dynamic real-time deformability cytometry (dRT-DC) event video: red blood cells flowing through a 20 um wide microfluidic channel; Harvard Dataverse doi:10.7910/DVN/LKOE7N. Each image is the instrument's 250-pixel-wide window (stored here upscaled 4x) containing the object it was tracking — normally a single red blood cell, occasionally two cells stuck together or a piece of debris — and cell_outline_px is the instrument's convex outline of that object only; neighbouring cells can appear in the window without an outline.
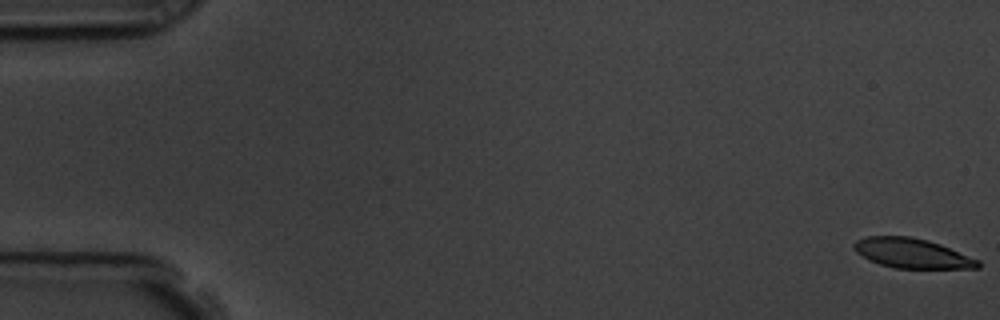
{"species": "common noctule bat (a hibernating species)", "species_latin": "Nyctalus noctula", "temperature_condition": "room temperature", "stored_images_in_passage": 57, "camera_frame_rate_fps": 3000, "um_per_image_px": 0.085, "animal": {"sex": "male", "body_mass_g": 19.5, "forearm_length_mm": 54.6}, "frame": {"image": 1, "passage_image": 1, "time_ms": 0.0, "image_size_px": [1000, 320], "cell_outline_px": [[980, 268], [896, 268], [880, 264], [868, 260], [856, 252], [852, 248], [852, 244], [856, 240], [868, 236], [908, 236], [928, 240], [940, 244], [980, 260]], "centroid_in_image_um": [77.5, 21.52], "position_along_channel_um": 7.5, "area_um2": 21.5}}
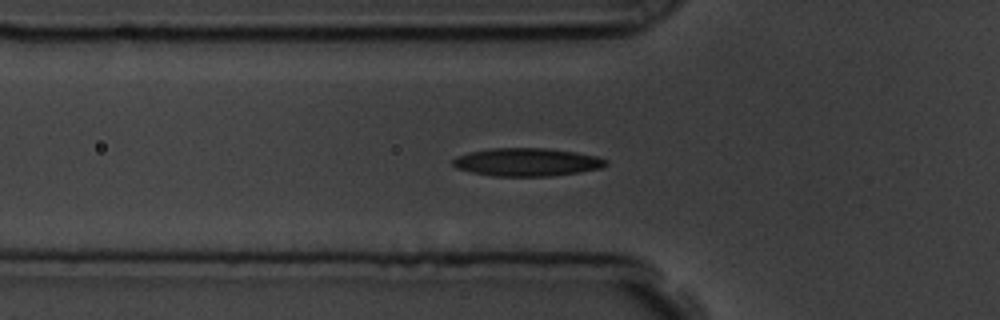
{"frame": {"image": 2, "passage_image": 20, "time_ms": 6.333, "image_size_px": [1000, 320], "cell_outline_px": [[608, 164], [600, 168], [580, 172], [552, 176], [496, 176], [472, 172], [456, 168], [452, 164], [452, 160], [456, 156], [468, 152], [492, 148], [548, 148], [576, 152], [596, 156], [608, 160]], "centroid_in_image_um": [44.79, 13.77], "position_along_channel_um": 81.0, "area_um2": 25.09}}
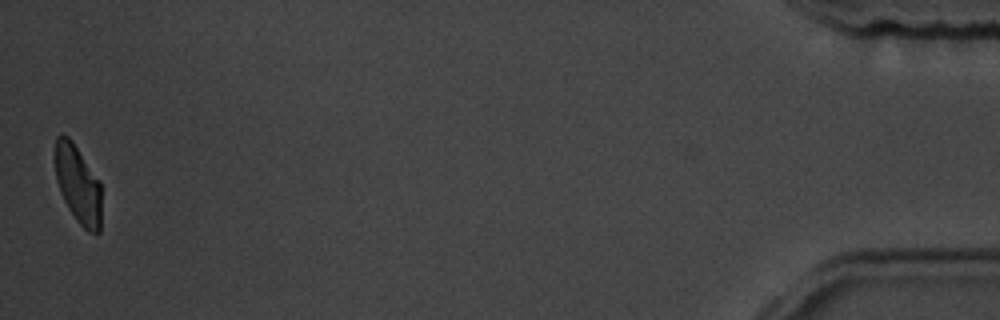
{"frame": {"image": 3, "passage_image": 57, "time_ms": 18.667, "image_size_px": [1000, 320], "cell_outline_px": [[100, 232], [88, 232], [76, 220], [68, 208], [60, 192], [56, 180], [56, 136], [68, 136], [72, 140], [100, 180]], "centroid_in_image_um": [6.64, 15.68], "position_along_channel_um": 428.6, "area_um2": 20.87}, "authors_computed_cell_mechanics": {"area_um2": 23.8714, "velocity_mm_per_s": 3.5827, "shape_relaxation_time_tau1_ms": 4.494, "shape_relaxation_time_tau2_ms": 3.1127, "deformation_change_tau1": 0.1303, "deformation_change_tau2": 0.0909}}